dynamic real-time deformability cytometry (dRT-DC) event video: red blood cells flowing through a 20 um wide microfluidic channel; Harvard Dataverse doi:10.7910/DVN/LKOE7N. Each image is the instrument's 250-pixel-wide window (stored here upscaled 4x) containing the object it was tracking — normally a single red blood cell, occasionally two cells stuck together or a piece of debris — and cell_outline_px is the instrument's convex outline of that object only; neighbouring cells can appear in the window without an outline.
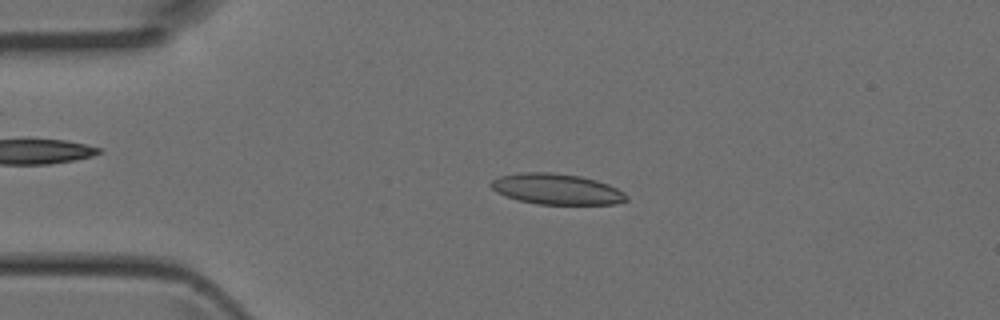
{"species": "Egyptian fruit bat (a non-hibernating species)", "species_latin": "Rousettus aegyptiacus", "temperature_condition": "room temperature", "stored_images_in_passage": 2, "camera_frame_rate_fps": 3000, "um_per_image_px": 0.085, "animal": {"sex": "female"}, "frame": {"image": 1, "passage_image": 1, "time_ms": 0.0, "image_size_px": [1000, 320], "cell_outline_px": [[628, 200], [616, 204], [540, 204], [520, 200], [496, 192], [488, 184], [492, 180], [500, 176], [520, 172], [552, 172], [580, 176], [596, 180], [608, 184], [624, 192], [628, 196]], "centroid_in_image_um": [47.33, 16.06], "position_along_channel_um": 37.7, "area_um2": 24.22}}